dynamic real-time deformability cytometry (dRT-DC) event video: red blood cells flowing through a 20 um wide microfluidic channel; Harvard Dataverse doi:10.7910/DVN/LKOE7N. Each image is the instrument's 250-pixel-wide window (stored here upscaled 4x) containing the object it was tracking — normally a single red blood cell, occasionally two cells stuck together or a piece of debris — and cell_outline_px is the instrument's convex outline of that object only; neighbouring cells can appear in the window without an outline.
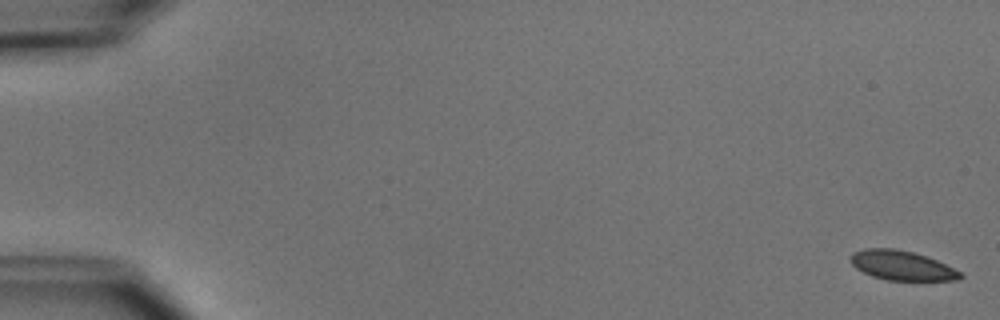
{"species": "common noctule bat (a hibernating species)", "species_latin": "Nyctalus noctula", "temperature_condition": "cold", "stored_images_in_passage": 3, "camera_frame_rate_fps": 3000, "um_per_image_px": 0.085, "animal": {"sex": "male", "body_mass_g": 15.6}, "frame": {"image": 1, "passage_image": 1, "time_ms": 0.0, "image_size_px": [1000, 320], "cell_outline_px": [[964, 276], [956, 280], [888, 280], [872, 276], [856, 268], [852, 264], [852, 252], [864, 248], [892, 248], [912, 252], [936, 260], [960, 272]], "centroid_in_image_um": [76.63, 22.56], "position_along_channel_um": 8.4, "area_um2": 18.5}}